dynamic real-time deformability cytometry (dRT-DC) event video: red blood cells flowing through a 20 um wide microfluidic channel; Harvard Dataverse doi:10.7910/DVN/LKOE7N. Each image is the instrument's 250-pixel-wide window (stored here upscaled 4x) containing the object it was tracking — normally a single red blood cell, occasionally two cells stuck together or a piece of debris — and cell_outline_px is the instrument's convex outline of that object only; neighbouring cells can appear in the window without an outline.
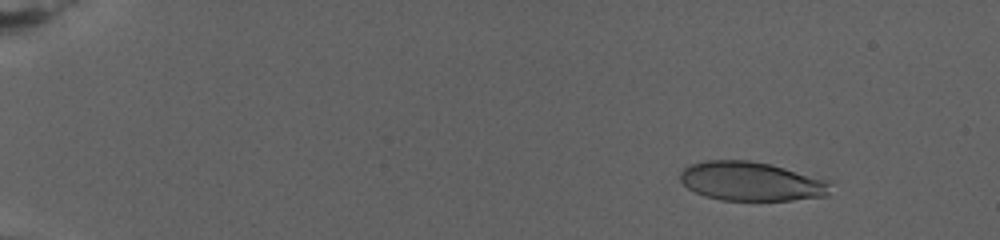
{"species": "human", "species_latin": "Homo sapiens", "temperature_condition": "warm", "stored_images_in_passage": 22, "camera_frame_rate_fps": 3000, "um_per_image_px": 0.085, "donor": {"sex": "female"}, "frame": {"image": 1, "passage_image": 3, "time_ms": 2.0, "image_size_px": [1000, 240], "cell_outline_px": [[832, 180], [828, 196], [792, 200], [720, 200], [704, 196], [688, 188], [680, 180], [680, 172], [684, 168], [692, 164], [704, 160], [748, 160], [768, 164]], "centroid_in_image_um": [63.88, 15.42], "position_along_channel_um": 21.1, "area_um2": 34.33}}
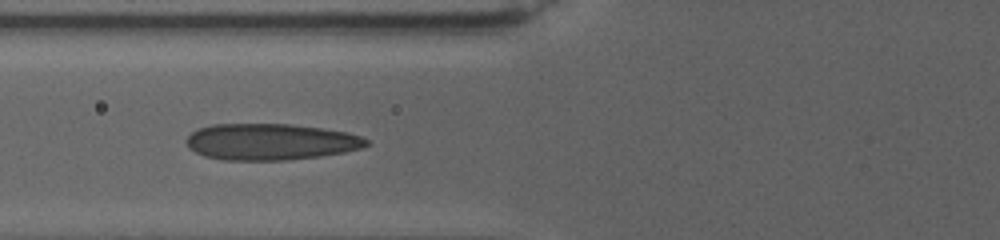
{"frame": {"image": 2, "passage_image": 14, "time_ms": 10.0, "image_size_px": [1000, 240], "cell_outline_px": [[368, 144], [360, 148], [344, 152], [320, 156], [288, 160], [224, 160], [204, 156], [188, 148], [188, 136], [196, 128], [212, 124], [288, 124], [320, 128], [348, 132], [360, 136], [368, 140]], "centroid_in_image_um": [22.97, 12.05], "position_along_channel_um": 102.8, "area_um2": 38.09}}
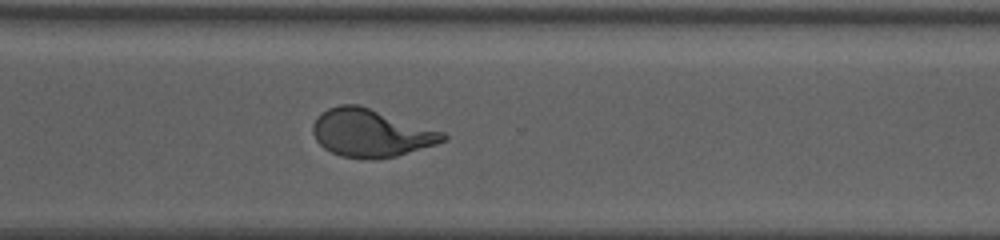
{"frame": {"image": 3, "passage_image": 22, "time_ms": 18.667, "image_size_px": [1000, 240], "cell_outline_px": [[448, 140], [436, 144], [396, 156], [372, 160], [340, 156], [324, 148], [316, 140], [312, 132], [312, 124], [316, 116], [320, 112], [328, 108], [340, 104], [360, 104], [444, 132], [448, 136]], "centroid_in_image_um": [31.51, 11.29], "position_along_channel_um": 339.1, "area_um2": 36.59}}